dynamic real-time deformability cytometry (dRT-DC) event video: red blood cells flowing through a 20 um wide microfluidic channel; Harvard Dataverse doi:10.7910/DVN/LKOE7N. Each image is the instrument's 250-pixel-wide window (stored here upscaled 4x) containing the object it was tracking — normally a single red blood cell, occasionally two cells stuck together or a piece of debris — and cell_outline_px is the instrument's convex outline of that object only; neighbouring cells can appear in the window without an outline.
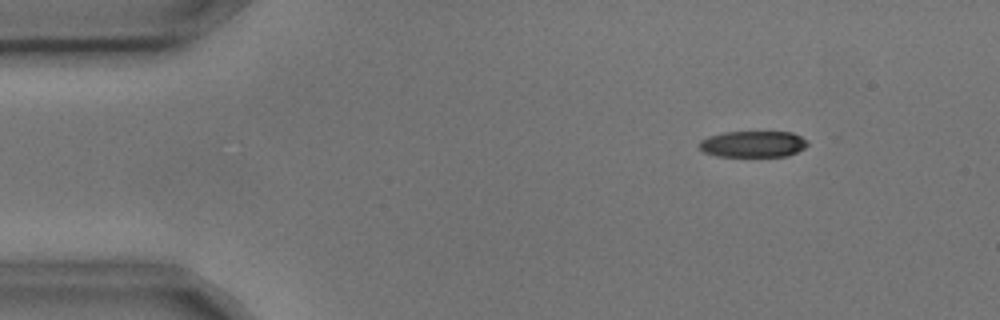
{"species": "common noctule bat (a hibernating species)", "species_latin": "Nyctalus noctula", "temperature_condition": "cold", "stored_images_in_passage": 4, "camera_frame_rate_fps": 3000, "um_per_image_px": 0.085, "animal": {"sex": "male", "body_mass_g": 17.9, "forearm_length_mm": 54.2}, "frame": {"image": 1, "passage_image": 2, "time_ms": 0.333, "image_size_px": [1000, 320], "cell_outline_px": [[808, 144], [804, 148], [788, 156], [716, 156], [704, 152], [700, 148], [700, 140], [708, 136], [724, 132], [792, 132], [808, 140]], "centroid_in_image_um": [64.02, 12.24], "position_along_channel_um": 21.0, "area_um2": 16.59}}